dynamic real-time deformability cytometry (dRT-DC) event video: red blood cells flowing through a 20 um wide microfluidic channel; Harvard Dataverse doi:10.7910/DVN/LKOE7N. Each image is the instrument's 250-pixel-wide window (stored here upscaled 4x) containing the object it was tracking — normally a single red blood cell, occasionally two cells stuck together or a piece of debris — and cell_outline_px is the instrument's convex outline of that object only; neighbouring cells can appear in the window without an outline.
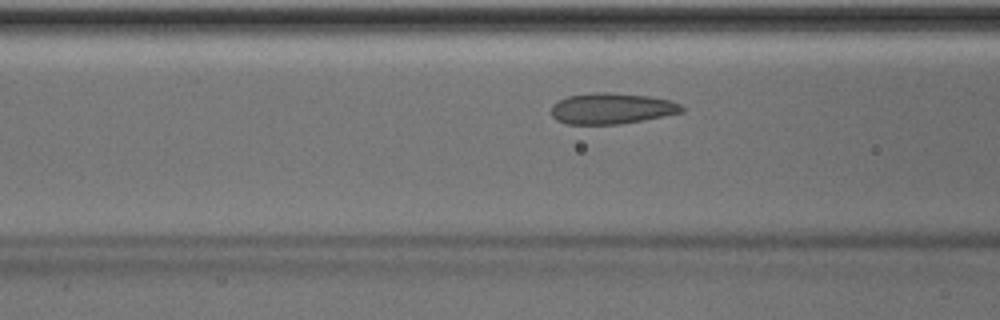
{"species": "Egyptian fruit bat (a non-hibernating species)", "species_latin": "Rousettus aegyptiacus", "temperature_condition": "room temperature", "stored_images_in_passage": 41, "camera_frame_rate_fps": 3000, "um_per_image_px": 0.085, "animal": {"sex": "male"}, "frame": {"image": 1, "passage_image": 10, "time_ms": 3.0, "image_size_px": [1000, 320], "cell_outline_px": [[684, 112], [620, 124], [568, 124], [556, 120], [552, 116], [552, 104], [568, 96], [592, 92], [612, 92], [648, 96], [668, 100], [680, 104], [684, 108]], "centroid_in_image_um": [51.98, 9.22], "position_along_channel_um": 114.6, "area_um2": 23.47}}
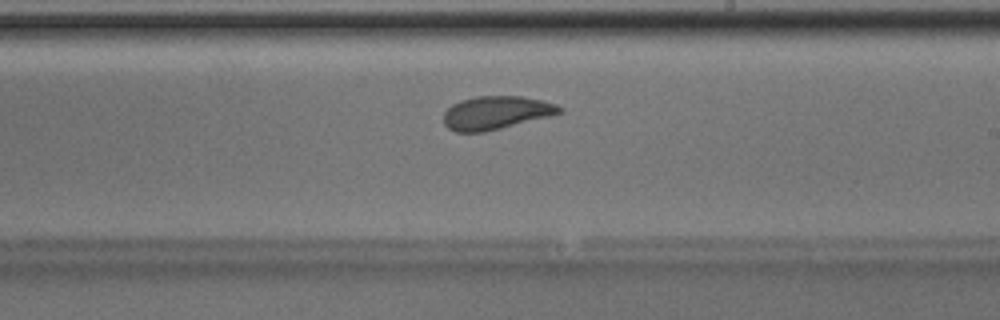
{"frame": {"image": 2, "passage_image": 20, "time_ms": 6.333, "image_size_px": [1000, 320], "cell_outline_px": [[564, 108], [560, 112], [548, 116], [484, 132], [456, 132], [448, 128], [444, 124], [444, 112], [452, 104], [460, 100], [476, 96], [520, 96], [540, 100], [556, 104]], "centroid_in_image_um": [42.11, 9.58], "position_along_channel_um": 246.9, "area_um2": 22.2}}
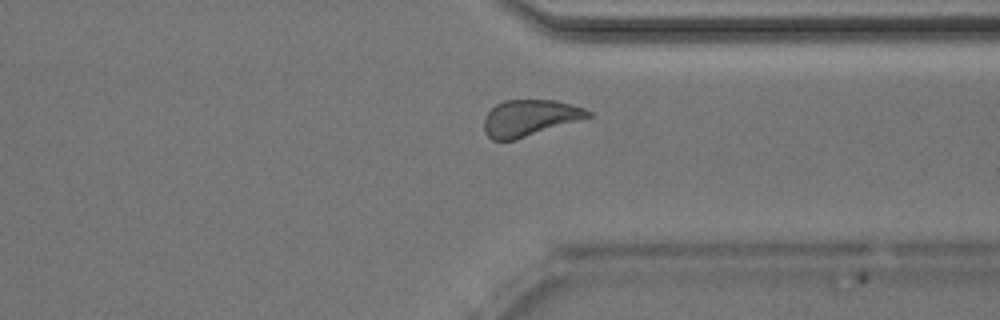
{"frame": {"image": 3, "passage_image": 29, "time_ms": 9.333, "image_size_px": [1000, 320], "cell_outline_px": [[592, 116], [516, 140], [492, 140], [484, 132], [484, 116], [496, 104], [504, 100], [556, 100], [572, 104], [584, 108], [592, 112]], "centroid_in_image_um": [45.01, 10.02], "position_along_channel_um": 366.4, "area_um2": 22.08}, "authors_computed_cell_mechanics": {"area_um2": 22.5998, "velocity_mm_per_s": 3.9869, "shape_relaxation_time_tau1_ms": 6.0994, "shape_relaxation_time_tau2_ms": 1.1327, "deformation_change_tau1": 0.1056, "deformation_change_tau2": 0.0535}}